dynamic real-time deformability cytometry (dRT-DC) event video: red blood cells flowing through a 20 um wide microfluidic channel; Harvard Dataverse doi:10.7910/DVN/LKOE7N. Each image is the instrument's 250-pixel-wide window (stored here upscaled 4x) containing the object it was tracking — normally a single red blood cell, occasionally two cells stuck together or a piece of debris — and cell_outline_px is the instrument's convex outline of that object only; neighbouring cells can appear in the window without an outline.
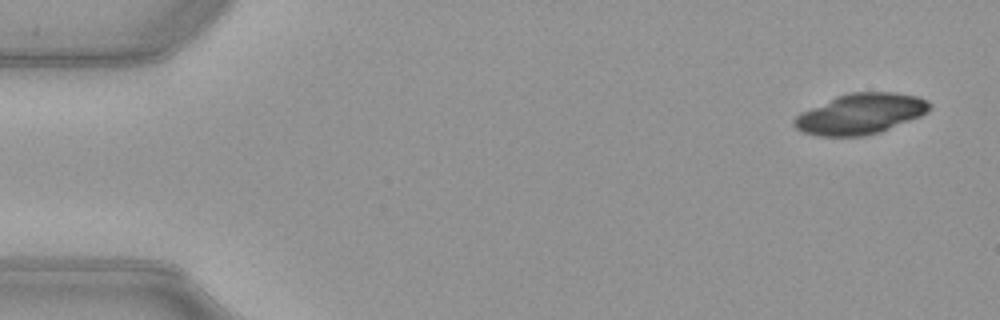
{"species": "common noctule bat (a hibernating species)", "species_latin": "Nyctalus noctula", "temperature_condition": "warm", "stored_images_in_passage": 49, "camera_frame_rate_fps": 3000, "um_per_image_px": 0.085, "animal": {"sex": "female", "body_mass_g": 21.9}, "frame": {"image": 1, "passage_image": 1, "time_ms": 0.0, "image_size_px": [1000, 320], "cell_outline_px": [[932, 108], [928, 112], [920, 116], [880, 132], [864, 136], [820, 136], [804, 132], [796, 128], [792, 124], [792, 120], [800, 112], [836, 96], [852, 92], [896, 92], [916, 96], [932, 104]], "centroid_in_image_um": [73.13, 9.67], "position_along_channel_um": 11.9, "area_um2": 31.96}}
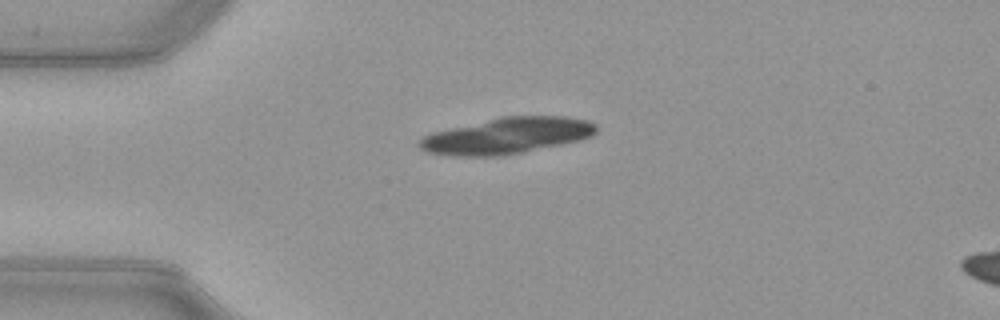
{"frame": {"image": 2, "passage_image": 11, "time_ms": 3.333, "image_size_px": [1000, 320], "cell_outline_px": [[596, 132], [592, 136], [580, 140], [524, 152], [504, 156], [452, 156], [428, 152], [420, 148], [416, 144], [424, 136], [432, 132], [504, 116], [564, 116], [588, 120], [596, 124]], "centroid_in_image_um": [43.1, 11.54], "position_along_channel_um": 41.9, "area_um2": 37.22}}